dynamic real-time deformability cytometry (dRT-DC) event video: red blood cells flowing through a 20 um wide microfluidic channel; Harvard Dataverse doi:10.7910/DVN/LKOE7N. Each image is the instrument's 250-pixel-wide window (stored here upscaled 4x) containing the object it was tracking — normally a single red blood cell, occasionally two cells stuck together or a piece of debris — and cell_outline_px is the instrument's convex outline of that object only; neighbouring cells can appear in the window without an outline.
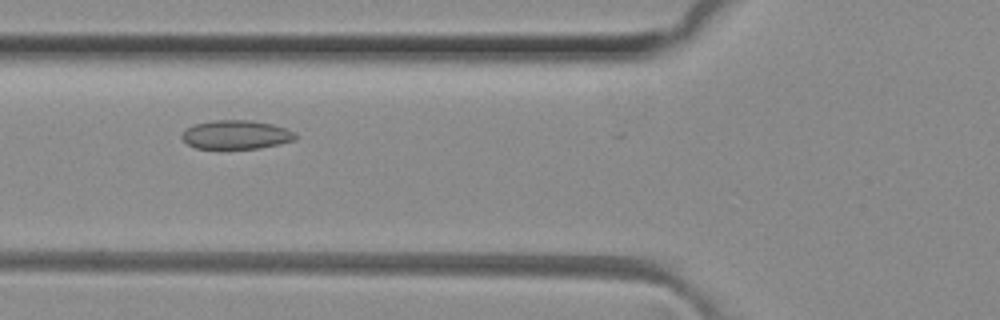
{"species": "common noctule bat (a hibernating species)", "species_latin": "Nyctalus noctula", "temperature_condition": "room temperature", "stored_images_in_passage": 13, "camera_frame_rate_fps": 3000, "um_per_image_px": 0.085, "animal": {"sex": "female", "body_mass_g": 29.2, "forearm_length_mm": 56.3}, "frame": {"image": 1, "passage_image": 9, "time_ms": 2.667, "image_size_px": [1000, 320], "cell_outline_px": [[296, 140], [280, 144], [260, 148], [196, 148], [188, 144], [180, 136], [188, 128], [196, 124], [212, 120], [252, 120], [272, 124], [296, 132]], "centroid_in_image_um": [20.11, 11.44], "position_along_channel_um": 105.7, "area_um2": 18.96}}
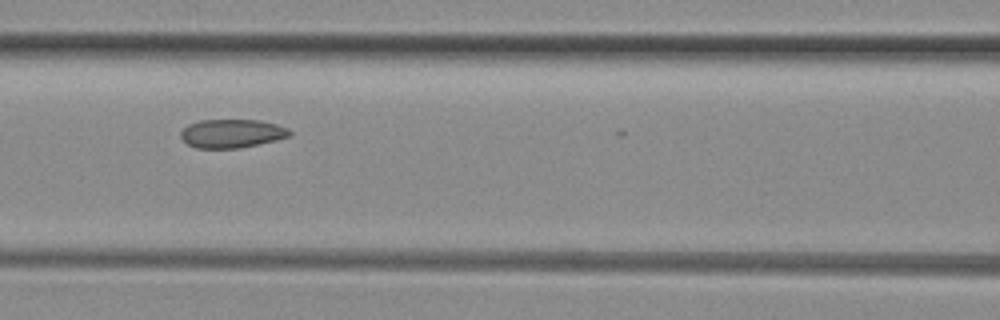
{"frame": {"image": 2, "passage_image": 12, "time_ms": 3.667, "image_size_px": [1000, 320], "cell_outline_px": [[292, 136], [276, 140], [240, 148], [196, 148], [188, 144], [180, 136], [180, 132], [188, 124], [200, 120], [260, 120], [276, 124], [288, 128], [292, 132]], "centroid_in_image_um": [19.73, 11.34], "position_along_channel_um": 146.9, "area_um2": 18.21}}